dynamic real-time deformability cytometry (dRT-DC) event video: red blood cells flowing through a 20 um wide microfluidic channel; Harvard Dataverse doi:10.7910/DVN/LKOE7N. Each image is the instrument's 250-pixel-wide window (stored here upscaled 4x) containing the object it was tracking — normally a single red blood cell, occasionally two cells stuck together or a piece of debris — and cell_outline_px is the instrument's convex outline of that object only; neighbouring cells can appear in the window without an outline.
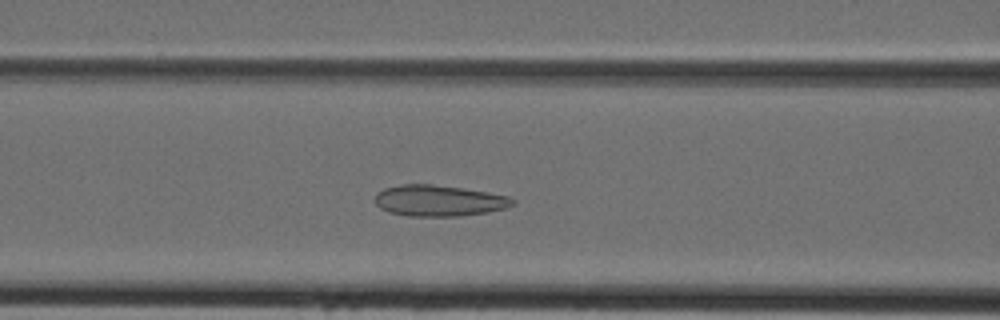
{"species": "Egyptian fruit bat (a non-hibernating species)", "species_latin": "Rousettus aegyptiacus", "temperature_condition": "cold", "stored_images_in_passage": 37, "camera_frame_rate_fps": 3000, "um_per_image_px": 0.085, "animal": {"sex": "female"}, "frame": {"image": 1, "passage_image": 11, "time_ms": 3.333, "image_size_px": [1000, 320], "cell_outline_px": [[516, 204], [504, 208], [488, 212], [460, 216], [408, 216], [388, 212], [380, 208], [376, 204], [376, 192], [384, 188], [400, 184], [432, 184], [464, 188], [488, 192], [508, 196], [516, 200]], "centroid_in_image_um": [37.31, 17.05], "position_along_channel_um": 129.3, "area_um2": 25.14}}
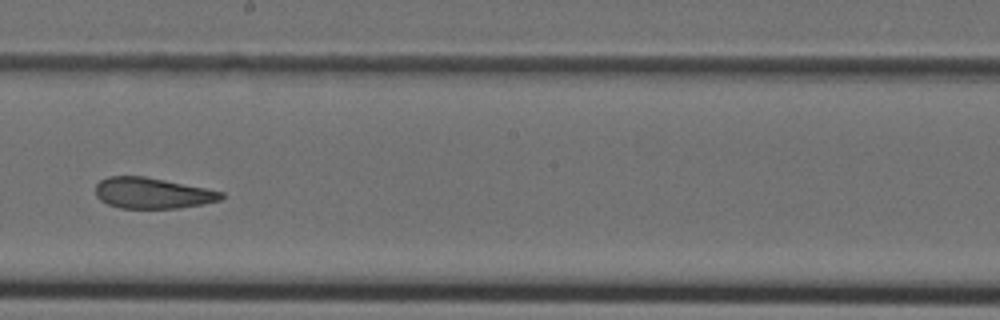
{"frame": {"image": 2, "passage_image": 18, "time_ms": 5.667, "image_size_px": [1000, 320], "cell_outline_px": [[224, 196], [220, 200], [180, 208], [120, 208], [108, 204], [100, 200], [96, 196], [96, 184], [100, 180], [108, 176], [144, 176], [224, 192]], "centroid_in_image_um": [12.91, 16.41], "position_along_channel_um": 235.3, "area_um2": 22.43}}
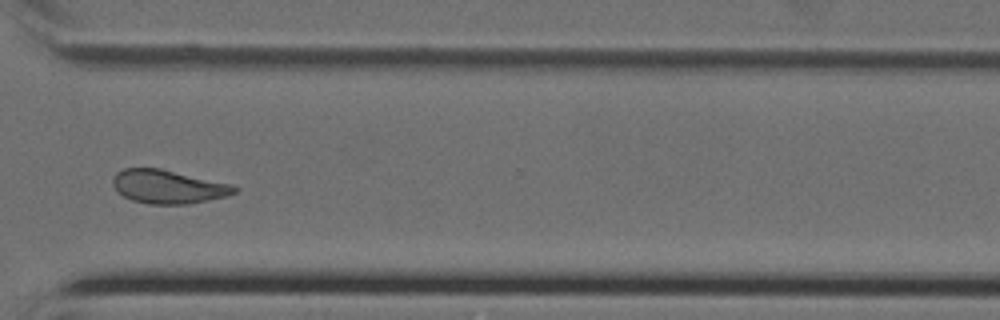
{"frame": {"image": 3, "passage_image": 26, "time_ms": 8.333, "image_size_px": [1000, 320], "cell_outline_px": [[240, 188], [236, 192], [228, 196], [188, 204], [148, 204], [132, 200], [124, 196], [112, 184], [112, 180], [116, 172], [124, 168], [160, 168], [232, 184]], "centroid_in_image_um": [14.32, 15.87], "position_along_channel_um": 356.3, "area_um2": 23.81}}